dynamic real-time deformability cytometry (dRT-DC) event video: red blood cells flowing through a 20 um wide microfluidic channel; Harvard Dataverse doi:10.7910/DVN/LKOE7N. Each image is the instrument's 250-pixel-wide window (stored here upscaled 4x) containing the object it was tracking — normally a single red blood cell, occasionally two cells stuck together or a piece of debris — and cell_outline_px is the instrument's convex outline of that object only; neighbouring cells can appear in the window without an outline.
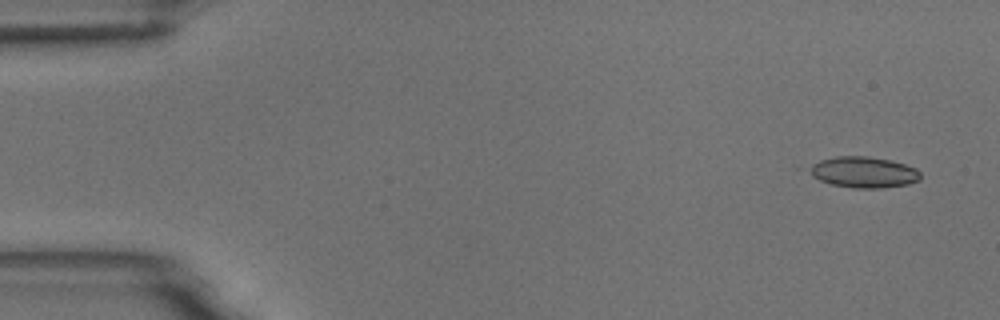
{"species": "common noctule bat (a hibernating species)", "species_latin": "Nyctalus noctula", "temperature_condition": "room temperature", "stored_images_in_passage": 14, "camera_frame_rate_fps": 3000, "um_per_image_px": 0.085, "animal": {"sex": "male", "body_mass_g": 18.8}, "frame": {"image": 1, "passage_image": 1, "time_ms": 0.0, "image_size_px": [1000, 320], "cell_outline_px": [[920, 180], [908, 184], [880, 188], [852, 188], [832, 184], [820, 180], [812, 176], [804, 168], [820, 160], [836, 156], [868, 156], [892, 160], [916, 168], [920, 172]], "centroid_in_image_um": [73.38, 14.63], "position_along_channel_um": 11.6, "area_um2": 20.29}}
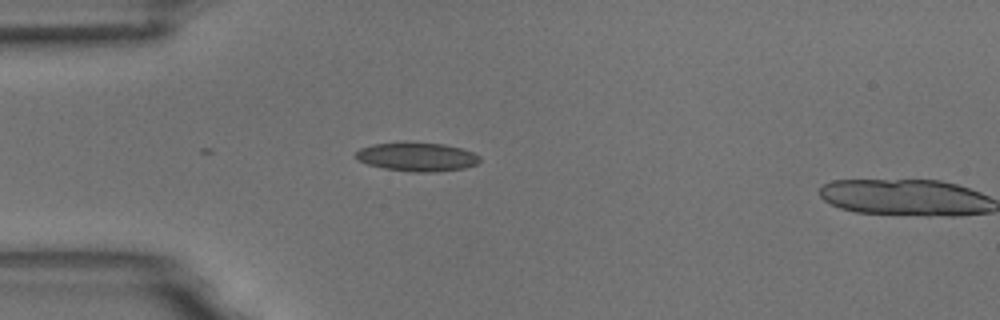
{"frame": {"image": 2, "passage_image": 13, "time_ms": 4.0, "image_size_px": [1000, 320], "cell_outline_px": [[480, 160], [476, 164], [464, 168], [432, 172], [412, 172], [384, 168], [368, 164], [360, 160], [356, 156], [356, 152], [360, 148], [372, 144], [404, 140], [444, 144], [460, 148], [472, 152], [480, 156]], "centroid_in_image_um": [35.43, 13.3], "position_along_channel_um": 49.6, "area_um2": 21.1}}